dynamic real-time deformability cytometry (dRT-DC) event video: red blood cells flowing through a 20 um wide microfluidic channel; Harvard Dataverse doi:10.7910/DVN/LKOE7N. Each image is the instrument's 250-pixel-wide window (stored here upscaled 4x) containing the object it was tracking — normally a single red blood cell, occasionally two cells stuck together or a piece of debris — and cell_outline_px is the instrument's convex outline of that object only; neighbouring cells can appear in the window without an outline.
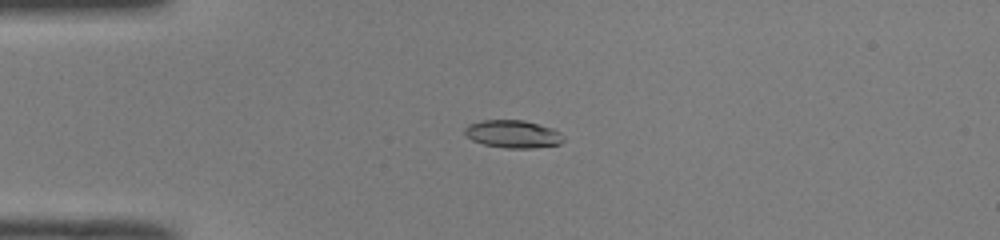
{"species": "common noctule bat (a hibernating species)", "species_latin": "Nyctalus noctula", "temperature_condition": "room temperature", "stored_images_in_passage": 39, "camera_frame_rate_fps": 3000, "um_per_image_px": 0.085, "animal": {"sex": "male", "body_mass_g": 19.0, "forearm_length_mm": 50.8}, "frame": {"image": 1, "passage_image": 1, "time_ms": 0.0, "image_size_px": [1000, 240], "cell_outline_px": [[564, 140], [560, 144], [532, 148], [504, 148], [484, 144], [472, 140], [464, 132], [464, 128], [468, 124], [480, 120], [524, 120], [552, 128], [560, 132], [564, 136]], "centroid_in_image_um": [43.6, 11.39], "position_along_channel_um": 41.4, "area_um2": 16.01}}
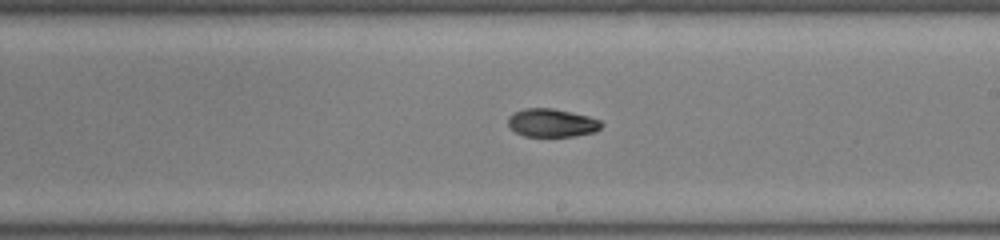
{"frame": {"image": 2, "passage_image": 18, "time_ms": 5.667, "image_size_px": [1000, 240], "cell_outline_px": [[604, 124], [596, 132], [572, 136], [524, 136], [516, 132], [508, 124], [508, 116], [512, 112], [524, 108], [552, 108], [588, 116], [600, 120]], "centroid_in_image_um": [46.9, 10.43], "position_along_channel_um": 242.1, "area_um2": 15.37}}
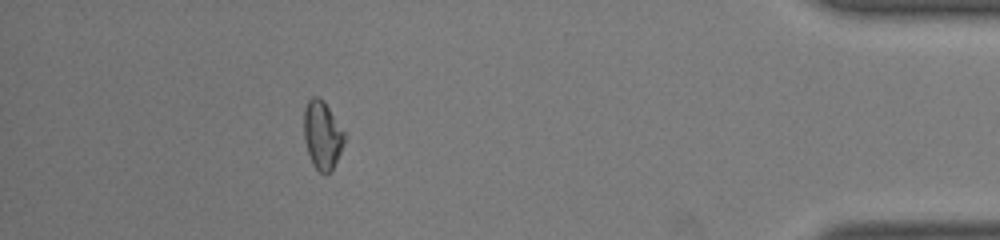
{"frame": {"image": 3, "passage_image": 34, "time_ms": 11.0, "image_size_px": [1000, 240], "cell_outline_px": [[344, 144], [332, 168], [328, 172], [320, 172], [312, 164], [308, 152], [304, 136], [304, 108], [308, 100], [312, 96], [316, 96], [324, 100], [344, 132]], "centroid_in_image_um": [27.38, 11.43], "position_along_channel_um": 407.8, "area_um2": 15.78}, "authors_computed_cell_mechanics": {"area_um2": 15.9528, "velocity_mm_per_s": 4.03, "shape_relaxation_time_tau1_ms": 5.4037, "shape_relaxation_time_tau2_ms": 4.9504, "deformation_change_tau1": 0.1635, "deformation_change_tau2": 0.0572}}